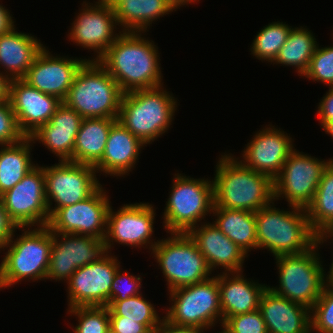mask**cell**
Here are the masks:
<instances>
[{"label":"cell","instance_id":"obj_17","mask_svg":"<svg viewBox=\"0 0 333 333\" xmlns=\"http://www.w3.org/2000/svg\"><path fill=\"white\" fill-rule=\"evenodd\" d=\"M82 6L67 36L73 44L96 53L90 60H98L123 31L115 32L119 26L115 12L101 0L95 4L83 1Z\"/></svg>","mask_w":333,"mask_h":333},{"label":"cell","instance_id":"obj_6","mask_svg":"<svg viewBox=\"0 0 333 333\" xmlns=\"http://www.w3.org/2000/svg\"><path fill=\"white\" fill-rule=\"evenodd\" d=\"M123 92L97 60H87L79 69L63 101L83 119L118 118Z\"/></svg>","mask_w":333,"mask_h":333},{"label":"cell","instance_id":"obj_24","mask_svg":"<svg viewBox=\"0 0 333 333\" xmlns=\"http://www.w3.org/2000/svg\"><path fill=\"white\" fill-rule=\"evenodd\" d=\"M259 310L268 333H310V309L275 294L268 287L262 293Z\"/></svg>","mask_w":333,"mask_h":333},{"label":"cell","instance_id":"obj_34","mask_svg":"<svg viewBox=\"0 0 333 333\" xmlns=\"http://www.w3.org/2000/svg\"><path fill=\"white\" fill-rule=\"evenodd\" d=\"M109 316H123V320L144 324L152 331L164 318L158 315L155 306L146 300L142 293L122 301H109ZM162 318V319H161Z\"/></svg>","mask_w":333,"mask_h":333},{"label":"cell","instance_id":"obj_12","mask_svg":"<svg viewBox=\"0 0 333 333\" xmlns=\"http://www.w3.org/2000/svg\"><path fill=\"white\" fill-rule=\"evenodd\" d=\"M294 149L274 178V200L285 198L289 205L307 208L312 202L322 174L331 163Z\"/></svg>","mask_w":333,"mask_h":333},{"label":"cell","instance_id":"obj_19","mask_svg":"<svg viewBox=\"0 0 333 333\" xmlns=\"http://www.w3.org/2000/svg\"><path fill=\"white\" fill-rule=\"evenodd\" d=\"M54 56L44 47L22 80L42 93L56 96L63 102L79 69L90 59Z\"/></svg>","mask_w":333,"mask_h":333},{"label":"cell","instance_id":"obj_49","mask_svg":"<svg viewBox=\"0 0 333 333\" xmlns=\"http://www.w3.org/2000/svg\"><path fill=\"white\" fill-rule=\"evenodd\" d=\"M175 10H177L180 6L195 4L194 2H199L200 0H166Z\"/></svg>","mask_w":333,"mask_h":333},{"label":"cell","instance_id":"obj_46","mask_svg":"<svg viewBox=\"0 0 333 333\" xmlns=\"http://www.w3.org/2000/svg\"><path fill=\"white\" fill-rule=\"evenodd\" d=\"M13 16L4 5L0 4V35L10 32L15 28Z\"/></svg>","mask_w":333,"mask_h":333},{"label":"cell","instance_id":"obj_28","mask_svg":"<svg viewBox=\"0 0 333 333\" xmlns=\"http://www.w3.org/2000/svg\"><path fill=\"white\" fill-rule=\"evenodd\" d=\"M117 118L82 119L76 135L72 162L95 167L102 159L111 126Z\"/></svg>","mask_w":333,"mask_h":333},{"label":"cell","instance_id":"obj_25","mask_svg":"<svg viewBox=\"0 0 333 333\" xmlns=\"http://www.w3.org/2000/svg\"><path fill=\"white\" fill-rule=\"evenodd\" d=\"M144 146L146 145L140 139L117 120L109 130L102 159L94 168L97 173L103 172L114 177L126 176L137 165Z\"/></svg>","mask_w":333,"mask_h":333},{"label":"cell","instance_id":"obj_37","mask_svg":"<svg viewBox=\"0 0 333 333\" xmlns=\"http://www.w3.org/2000/svg\"><path fill=\"white\" fill-rule=\"evenodd\" d=\"M310 333H333V287L325 285L321 296L310 309Z\"/></svg>","mask_w":333,"mask_h":333},{"label":"cell","instance_id":"obj_51","mask_svg":"<svg viewBox=\"0 0 333 333\" xmlns=\"http://www.w3.org/2000/svg\"><path fill=\"white\" fill-rule=\"evenodd\" d=\"M323 131L333 138V120L327 121L323 126Z\"/></svg>","mask_w":333,"mask_h":333},{"label":"cell","instance_id":"obj_4","mask_svg":"<svg viewBox=\"0 0 333 333\" xmlns=\"http://www.w3.org/2000/svg\"><path fill=\"white\" fill-rule=\"evenodd\" d=\"M163 85L123 93L117 120L145 145L171 126L177 99Z\"/></svg>","mask_w":333,"mask_h":333},{"label":"cell","instance_id":"obj_40","mask_svg":"<svg viewBox=\"0 0 333 333\" xmlns=\"http://www.w3.org/2000/svg\"><path fill=\"white\" fill-rule=\"evenodd\" d=\"M118 268L110 289V301H122L141 293L142 277L128 272H121ZM123 273V274H122ZM124 281V282H123ZM123 283V284H122ZM125 283V284H124Z\"/></svg>","mask_w":333,"mask_h":333},{"label":"cell","instance_id":"obj_15","mask_svg":"<svg viewBox=\"0 0 333 333\" xmlns=\"http://www.w3.org/2000/svg\"><path fill=\"white\" fill-rule=\"evenodd\" d=\"M106 192L101 185L87 199L59 208L50 217L47 226L52 233L78 234L104 240L111 205Z\"/></svg>","mask_w":333,"mask_h":333},{"label":"cell","instance_id":"obj_38","mask_svg":"<svg viewBox=\"0 0 333 333\" xmlns=\"http://www.w3.org/2000/svg\"><path fill=\"white\" fill-rule=\"evenodd\" d=\"M303 77L333 87V45L323 48L318 44Z\"/></svg>","mask_w":333,"mask_h":333},{"label":"cell","instance_id":"obj_11","mask_svg":"<svg viewBox=\"0 0 333 333\" xmlns=\"http://www.w3.org/2000/svg\"><path fill=\"white\" fill-rule=\"evenodd\" d=\"M43 170L50 217L61 207L87 199L101 186L96 169L90 165L59 161L52 166H43Z\"/></svg>","mask_w":333,"mask_h":333},{"label":"cell","instance_id":"obj_52","mask_svg":"<svg viewBox=\"0 0 333 333\" xmlns=\"http://www.w3.org/2000/svg\"><path fill=\"white\" fill-rule=\"evenodd\" d=\"M104 4L108 5L113 10L125 0H101Z\"/></svg>","mask_w":333,"mask_h":333},{"label":"cell","instance_id":"obj_27","mask_svg":"<svg viewBox=\"0 0 333 333\" xmlns=\"http://www.w3.org/2000/svg\"><path fill=\"white\" fill-rule=\"evenodd\" d=\"M45 46L37 37L28 33L10 32L0 35V68L10 80L22 79L34 59Z\"/></svg>","mask_w":333,"mask_h":333},{"label":"cell","instance_id":"obj_33","mask_svg":"<svg viewBox=\"0 0 333 333\" xmlns=\"http://www.w3.org/2000/svg\"><path fill=\"white\" fill-rule=\"evenodd\" d=\"M306 213L311 228L317 234L333 220V160L324 170Z\"/></svg>","mask_w":333,"mask_h":333},{"label":"cell","instance_id":"obj_29","mask_svg":"<svg viewBox=\"0 0 333 333\" xmlns=\"http://www.w3.org/2000/svg\"><path fill=\"white\" fill-rule=\"evenodd\" d=\"M176 11L166 0H125L115 9V16L123 32H148L150 24ZM123 28V29H122Z\"/></svg>","mask_w":333,"mask_h":333},{"label":"cell","instance_id":"obj_22","mask_svg":"<svg viewBox=\"0 0 333 333\" xmlns=\"http://www.w3.org/2000/svg\"><path fill=\"white\" fill-rule=\"evenodd\" d=\"M199 225L193 227L188 234L197 244L210 270L213 272L218 266V269L224 268V273L243 272V263L248 255L225 236L213 222Z\"/></svg>","mask_w":333,"mask_h":333},{"label":"cell","instance_id":"obj_1","mask_svg":"<svg viewBox=\"0 0 333 333\" xmlns=\"http://www.w3.org/2000/svg\"><path fill=\"white\" fill-rule=\"evenodd\" d=\"M142 35V32H122L97 60L123 93L164 85L158 46Z\"/></svg>","mask_w":333,"mask_h":333},{"label":"cell","instance_id":"obj_3","mask_svg":"<svg viewBox=\"0 0 333 333\" xmlns=\"http://www.w3.org/2000/svg\"><path fill=\"white\" fill-rule=\"evenodd\" d=\"M274 202L255 212L258 249H268L274 257L311 249L319 239L311 228L306 209L289 205L291 211L280 210Z\"/></svg>","mask_w":333,"mask_h":333},{"label":"cell","instance_id":"obj_42","mask_svg":"<svg viewBox=\"0 0 333 333\" xmlns=\"http://www.w3.org/2000/svg\"><path fill=\"white\" fill-rule=\"evenodd\" d=\"M110 329L117 333H151L142 323L131 320H123V316H109Z\"/></svg>","mask_w":333,"mask_h":333},{"label":"cell","instance_id":"obj_53","mask_svg":"<svg viewBox=\"0 0 333 333\" xmlns=\"http://www.w3.org/2000/svg\"><path fill=\"white\" fill-rule=\"evenodd\" d=\"M107 333H117V332H114L111 329H109V331Z\"/></svg>","mask_w":333,"mask_h":333},{"label":"cell","instance_id":"obj_32","mask_svg":"<svg viewBox=\"0 0 333 333\" xmlns=\"http://www.w3.org/2000/svg\"><path fill=\"white\" fill-rule=\"evenodd\" d=\"M305 27H294L289 32L285 44L272 62L283 66H294L299 76L307 71L310 60L318 46L313 32Z\"/></svg>","mask_w":333,"mask_h":333},{"label":"cell","instance_id":"obj_48","mask_svg":"<svg viewBox=\"0 0 333 333\" xmlns=\"http://www.w3.org/2000/svg\"><path fill=\"white\" fill-rule=\"evenodd\" d=\"M326 238V239H325ZM332 238V239H331ZM318 239L321 245L327 242L328 239L333 240V223H329L319 234ZM326 241V242H325ZM333 243V241H332Z\"/></svg>","mask_w":333,"mask_h":333},{"label":"cell","instance_id":"obj_5","mask_svg":"<svg viewBox=\"0 0 333 333\" xmlns=\"http://www.w3.org/2000/svg\"><path fill=\"white\" fill-rule=\"evenodd\" d=\"M22 235L14 236L3 247L5 256L0 264V289L22 280H45L50 260L53 234L48 226L20 227ZM27 229V230H26ZM14 240V241H13ZM5 248V249H4Z\"/></svg>","mask_w":333,"mask_h":333},{"label":"cell","instance_id":"obj_14","mask_svg":"<svg viewBox=\"0 0 333 333\" xmlns=\"http://www.w3.org/2000/svg\"><path fill=\"white\" fill-rule=\"evenodd\" d=\"M110 205L107 214L104 242L111 253L114 242L135 248L151 250L159 242L152 241L154 234L155 209L149 203L124 204L117 211ZM112 242V243H111Z\"/></svg>","mask_w":333,"mask_h":333},{"label":"cell","instance_id":"obj_47","mask_svg":"<svg viewBox=\"0 0 333 333\" xmlns=\"http://www.w3.org/2000/svg\"><path fill=\"white\" fill-rule=\"evenodd\" d=\"M10 79L0 71V102L9 101Z\"/></svg>","mask_w":333,"mask_h":333},{"label":"cell","instance_id":"obj_13","mask_svg":"<svg viewBox=\"0 0 333 333\" xmlns=\"http://www.w3.org/2000/svg\"><path fill=\"white\" fill-rule=\"evenodd\" d=\"M0 200L17 227L47 226L50 215L43 165L37 164L12 189L3 193Z\"/></svg>","mask_w":333,"mask_h":333},{"label":"cell","instance_id":"obj_16","mask_svg":"<svg viewBox=\"0 0 333 333\" xmlns=\"http://www.w3.org/2000/svg\"><path fill=\"white\" fill-rule=\"evenodd\" d=\"M52 234L46 280H64L67 283L78 268L97 262L108 253L103 239L78 234Z\"/></svg>","mask_w":333,"mask_h":333},{"label":"cell","instance_id":"obj_50","mask_svg":"<svg viewBox=\"0 0 333 333\" xmlns=\"http://www.w3.org/2000/svg\"><path fill=\"white\" fill-rule=\"evenodd\" d=\"M328 273V274H327ZM326 273V285L333 287V260L331 266L329 267V271Z\"/></svg>","mask_w":333,"mask_h":333},{"label":"cell","instance_id":"obj_18","mask_svg":"<svg viewBox=\"0 0 333 333\" xmlns=\"http://www.w3.org/2000/svg\"><path fill=\"white\" fill-rule=\"evenodd\" d=\"M109 252L99 261L78 268L67 282L68 309L80 306H107L112 281L120 262Z\"/></svg>","mask_w":333,"mask_h":333},{"label":"cell","instance_id":"obj_30","mask_svg":"<svg viewBox=\"0 0 333 333\" xmlns=\"http://www.w3.org/2000/svg\"><path fill=\"white\" fill-rule=\"evenodd\" d=\"M213 224L247 255L258 250L255 212L225 208H213Z\"/></svg>","mask_w":333,"mask_h":333},{"label":"cell","instance_id":"obj_31","mask_svg":"<svg viewBox=\"0 0 333 333\" xmlns=\"http://www.w3.org/2000/svg\"><path fill=\"white\" fill-rule=\"evenodd\" d=\"M32 145L30 137L14 144L0 145V196L37 166L31 158Z\"/></svg>","mask_w":333,"mask_h":333},{"label":"cell","instance_id":"obj_41","mask_svg":"<svg viewBox=\"0 0 333 333\" xmlns=\"http://www.w3.org/2000/svg\"><path fill=\"white\" fill-rule=\"evenodd\" d=\"M23 138L9 101L0 102V145L14 144Z\"/></svg>","mask_w":333,"mask_h":333},{"label":"cell","instance_id":"obj_45","mask_svg":"<svg viewBox=\"0 0 333 333\" xmlns=\"http://www.w3.org/2000/svg\"><path fill=\"white\" fill-rule=\"evenodd\" d=\"M151 333H205L203 329L193 326H179L168 322L165 318L151 331Z\"/></svg>","mask_w":333,"mask_h":333},{"label":"cell","instance_id":"obj_2","mask_svg":"<svg viewBox=\"0 0 333 333\" xmlns=\"http://www.w3.org/2000/svg\"><path fill=\"white\" fill-rule=\"evenodd\" d=\"M238 159L224 153L216 163L213 208L256 212L274 201V181Z\"/></svg>","mask_w":333,"mask_h":333},{"label":"cell","instance_id":"obj_43","mask_svg":"<svg viewBox=\"0 0 333 333\" xmlns=\"http://www.w3.org/2000/svg\"><path fill=\"white\" fill-rule=\"evenodd\" d=\"M16 229L19 230L20 227L10 219L0 200V251L13 237Z\"/></svg>","mask_w":333,"mask_h":333},{"label":"cell","instance_id":"obj_20","mask_svg":"<svg viewBox=\"0 0 333 333\" xmlns=\"http://www.w3.org/2000/svg\"><path fill=\"white\" fill-rule=\"evenodd\" d=\"M252 138L250 143L245 145L241 156L243 159L240 161L245 166L268 175L274 180L295 149L294 140L272 124L257 131Z\"/></svg>","mask_w":333,"mask_h":333},{"label":"cell","instance_id":"obj_8","mask_svg":"<svg viewBox=\"0 0 333 333\" xmlns=\"http://www.w3.org/2000/svg\"><path fill=\"white\" fill-rule=\"evenodd\" d=\"M173 185L163 214V228L167 233H188L198 226L214 207L213 179H195L174 174Z\"/></svg>","mask_w":333,"mask_h":333},{"label":"cell","instance_id":"obj_21","mask_svg":"<svg viewBox=\"0 0 333 333\" xmlns=\"http://www.w3.org/2000/svg\"><path fill=\"white\" fill-rule=\"evenodd\" d=\"M9 103L20 131L29 137L50 121L62 101L56 96L42 93L22 79H13L9 86Z\"/></svg>","mask_w":333,"mask_h":333},{"label":"cell","instance_id":"obj_10","mask_svg":"<svg viewBox=\"0 0 333 333\" xmlns=\"http://www.w3.org/2000/svg\"><path fill=\"white\" fill-rule=\"evenodd\" d=\"M169 292V302L172 301V304L167 307L164 316L168 322L179 326H193L205 331L213 328L218 321L222 326L218 275Z\"/></svg>","mask_w":333,"mask_h":333},{"label":"cell","instance_id":"obj_39","mask_svg":"<svg viewBox=\"0 0 333 333\" xmlns=\"http://www.w3.org/2000/svg\"><path fill=\"white\" fill-rule=\"evenodd\" d=\"M221 329V333H268L259 309L228 317Z\"/></svg>","mask_w":333,"mask_h":333},{"label":"cell","instance_id":"obj_44","mask_svg":"<svg viewBox=\"0 0 333 333\" xmlns=\"http://www.w3.org/2000/svg\"><path fill=\"white\" fill-rule=\"evenodd\" d=\"M324 95L317 108V115L321 126L327 121L333 120V87H329L328 92Z\"/></svg>","mask_w":333,"mask_h":333},{"label":"cell","instance_id":"obj_35","mask_svg":"<svg viewBox=\"0 0 333 333\" xmlns=\"http://www.w3.org/2000/svg\"><path fill=\"white\" fill-rule=\"evenodd\" d=\"M292 26L283 22H272L260 30L253 39L250 51L257 59L272 64L285 44Z\"/></svg>","mask_w":333,"mask_h":333},{"label":"cell","instance_id":"obj_26","mask_svg":"<svg viewBox=\"0 0 333 333\" xmlns=\"http://www.w3.org/2000/svg\"><path fill=\"white\" fill-rule=\"evenodd\" d=\"M221 273L218 286L223 322L228 317L259 309L261 295L268 285L246 279L243 272Z\"/></svg>","mask_w":333,"mask_h":333},{"label":"cell","instance_id":"obj_36","mask_svg":"<svg viewBox=\"0 0 333 333\" xmlns=\"http://www.w3.org/2000/svg\"><path fill=\"white\" fill-rule=\"evenodd\" d=\"M67 310L78 319V324L72 327L73 333H107L110 329L107 306H80Z\"/></svg>","mask_w":333,"mask_h":333},{"label":"cell","instance_id":"obj_9","mask_svg":"<svg viewBox=\"0 0 333 333\" xmlns=\"http://www.w3.org/2000/svg\"><path fill=\"white\" fill-rule=\"evenodd\" d=\"M170 234L165 239H159L151 251L167 281L168 290L209 279L212 271L189 234Z\"/></svg>","mask_w":333,"mask_h":333},{"label":"cell","instance_id":"obj_23","mask_svg":"<svg viewBox=\"0 0 333 333\" xmlns=\"http://www.w3.org/2000/svg\"><path fill=\"white\" fill-rule=\"evenodd\" d=\"M82 117L72 108L62 102L48 123L39 127L29 137L35 144L42 143L59 161L72 162L76 135L82 122Z\"/></svg>","mask_w":333,"mask_h":333},{"label":"cell","instance_id":"obj_7","mask_svg":"<svg viewBox=\"0 0 333 333\" xmlns=\"http://www.w3.org/2000/svg\"><path fill=\"white\" fill-rule=\"evenodd\" d=\"M319 245L318 241L301 254L275 256L279 287L268 288L281 297L311 309L326 285V269L322 267L319 257Z\"/></svg>","mask_w":333,"mask_h":333}]
</instances>
